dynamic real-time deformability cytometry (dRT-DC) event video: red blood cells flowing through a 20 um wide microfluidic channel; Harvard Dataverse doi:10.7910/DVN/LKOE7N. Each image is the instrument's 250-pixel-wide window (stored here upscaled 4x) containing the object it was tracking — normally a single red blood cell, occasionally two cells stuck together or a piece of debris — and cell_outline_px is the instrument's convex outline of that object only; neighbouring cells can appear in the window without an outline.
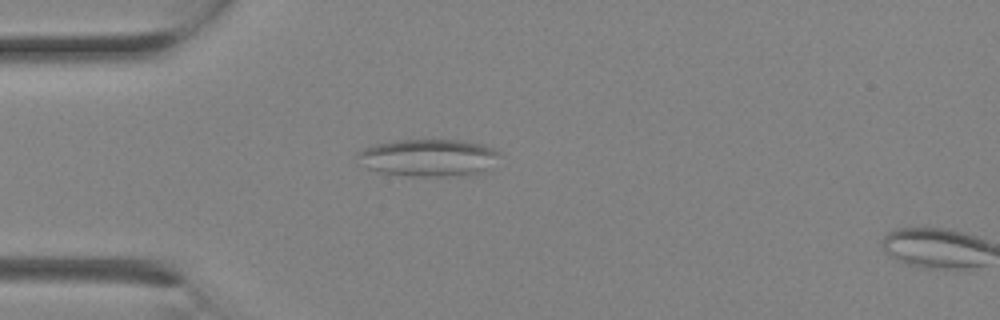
{"species": "Egyptian fruit bat (a non-hibernating species)", "species_latin": "Rousettus aegyptiacus", "temperature_condition": "room temperature", "stored_images_in_passage": 3, "camera_frame_rate_fps": 3000, "um_per_image_px": 0.085, "animal": {"sex": "female"}, "frame": {"image": 1, "passage_image": 3, "time_ms": 0.667, "image_size_px": [1000, 320], "cell_outline_px": [[500, 156], [480, 172], [468, 176], [412, 176], [380, 172], [368, 168], [356, 156], [356, 152], [364, 148], [376, 144], [400, 140], [464, 140], [480, 144], [492, 148], [500, 152]], "centroid_in_image_um": [36.41, 13.4], "position_along_channel_um": 48.6, "area_um2": 30.58}}